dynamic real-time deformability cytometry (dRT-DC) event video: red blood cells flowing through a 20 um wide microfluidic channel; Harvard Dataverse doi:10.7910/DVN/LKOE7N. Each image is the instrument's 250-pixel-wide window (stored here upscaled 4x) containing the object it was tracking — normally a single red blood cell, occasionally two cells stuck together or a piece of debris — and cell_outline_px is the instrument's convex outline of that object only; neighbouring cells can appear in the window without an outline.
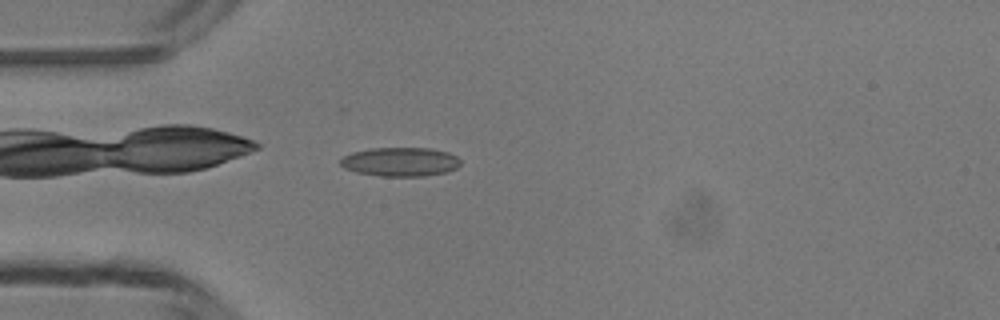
{"species": "common noctule bat (a hibernating species)", "species_latin": "Nyctalus noctula", "temperature_condition": "room temperature", "stored_images_in_passage": 17, "camera_frame_rate_fps": 3000, "um_per_image_px": 0.085, "animal": {"sex": "male", "body_mass_g": 13.3}, "frame": {"image": 1, "passage_image": 12, "time_ms": 3.667, "image_size_px": [1000, 320], "cell_outline_px": [[460, 164], [456, 168], [448, 172], [424, 176], [380, 176], [356, 172], [344, 168], [340, 164], [340, 160], [344, 156], [352, 152], [372, 148], [432, 148], [448, 152], [456, 156], [460, 160]], "centroid_in_image_um": [34.04, 13.75], "position_along_channel_um": 51.0, "area_um2": 20.35}}
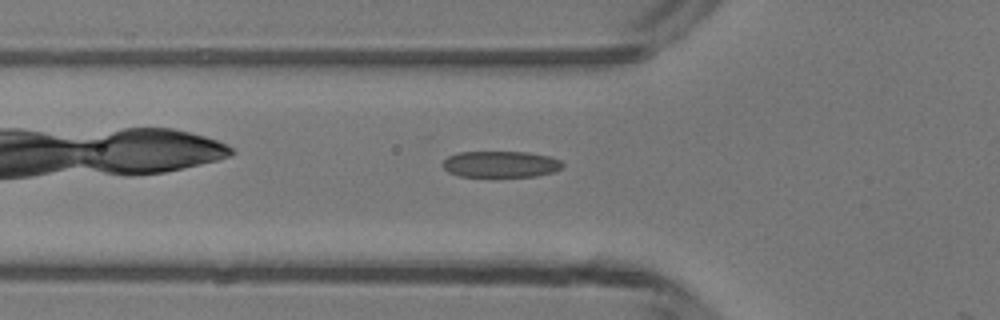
{"frame": {"image": 2, "passage_image": 15, "time_ms": 4.667, "image_size_px": [1000, 320], "cell_outline_px": [[564, 164], [560, 168], [552, 172], [536, 176], [460, 176], [448, 172], [444, 168], [444, 160], [448, 156], [460, 152], [528, 152], [548, 156], [560, 160]], "centroid_in_image_um": [42.56, 13.95], "position_along_channel_um": 83.2, "area_um2": 18.15}}